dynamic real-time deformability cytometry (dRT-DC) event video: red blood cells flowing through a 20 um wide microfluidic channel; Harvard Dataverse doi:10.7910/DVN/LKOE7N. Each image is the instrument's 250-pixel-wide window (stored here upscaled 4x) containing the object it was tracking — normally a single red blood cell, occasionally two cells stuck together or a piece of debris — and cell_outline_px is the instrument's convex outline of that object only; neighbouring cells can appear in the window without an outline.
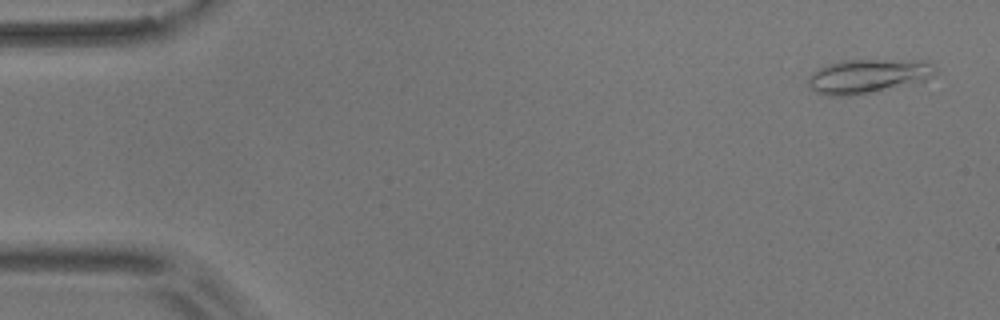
{"species": "common noctule bat (a hibernating species)", "species_latin": "Nyctalus noctula", "temperature_condition": "room temperature", "stored_images_in_passage": 13, "camera_frame_rate_fps": 3000, "um_per_image_px": 0.085, "animal": {"sex": "male", "body_mass_g": 17.9}, "frame": {"image": 1, "passage_image": 3, "time_ms": 0.667, "image_size_px": [1000, 320], "cell_outline_px": [[940, 68], [932, 76], [924, 80], [872, 92], [848, 96], [828, 96], [816, 92], [808, 84], [808, 80], [812, 72], [828, 64], [844, 60], [924, 60]], "centroid_in_image_um": [73.79, 6.46], "position_along_channel_um": 11.2, "area_um2": 25.09}}